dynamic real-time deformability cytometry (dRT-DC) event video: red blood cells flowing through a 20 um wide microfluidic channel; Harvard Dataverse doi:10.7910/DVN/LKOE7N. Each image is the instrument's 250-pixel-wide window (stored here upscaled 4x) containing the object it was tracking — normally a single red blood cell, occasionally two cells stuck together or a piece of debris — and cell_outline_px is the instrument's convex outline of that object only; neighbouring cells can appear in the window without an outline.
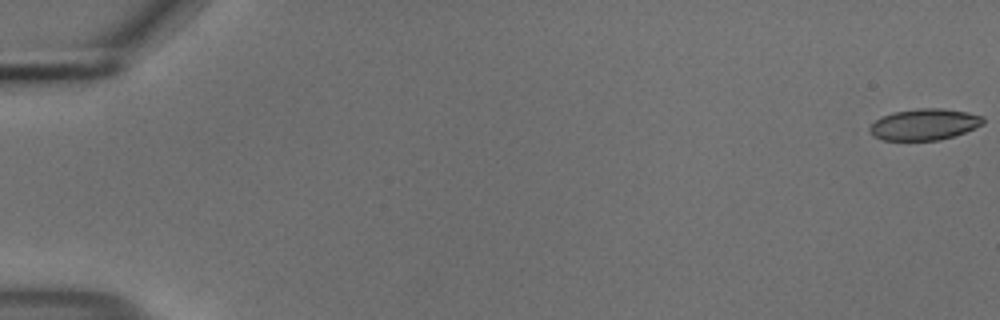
{"species": "common noctule bat (a hibernating species)", "species_latin": "Nyctalus noctula", "temperature_condition": "cold", "stored_images_in_passage": 56, "camera_frame_rate_fps": 3000, "um_per_image_px": 0.085, "animal": {"sex": "male", "body_mass_g": 18.8}, "frame": {"image": 1, "passage_image": 1, "time_ms": 0.0, "image_size_px": [1000, 320], "cell_outline_px": [[984, 124], [964, 132], [940, 140], [884, 140], [872, 136], [864, 132], [864, 128], [876, 120], [892, 112], [916, 108], [940, 108], [968, 112], [984, 116]], "centroid_in_image_um": [78.49, 10.57], "position_along_channel_um": 6.5, "area_um2": 21.04}}
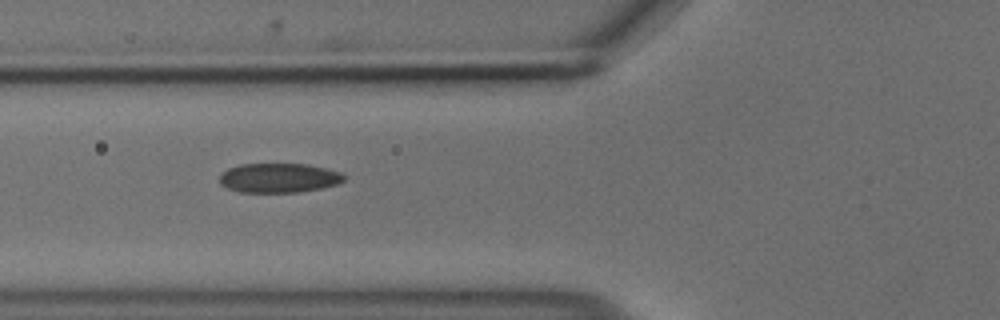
{"frame": {"image": 2, "passage_image": 22, "time_ms": 7.0, "image_size_px": [1000, 320], "cell_outline_px": [[348, 176], [344, 180], [336, 184], [320, 188], [300, 192], [240, 192], [228, 188], [220, 184], [220, 176], [228, 168], [240, 164], [308, 164], [340, 172]], "centroid_in_image_um": [23.71, 15.12], "position_along_channel_um": 102.1, "area_um2": 21.27}}
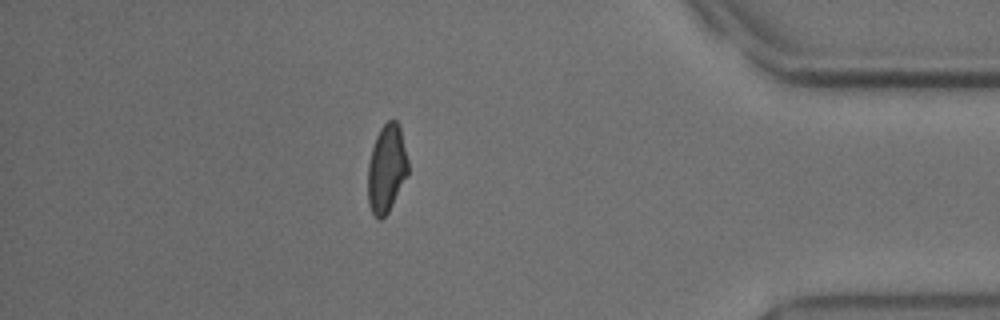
{"frame": {"image": 3, "passage_image": 49, "time_ms": 16.0, "image_size_px": [1000, 320], "cell_outline_px": [[408, 172], [388, 212], [380, 220], [372, 212], [368, 204], [368, 164], [372, 148], [376, 136], [380, 128], [388, 120], [396, 120], [400, 128], [408, 160]], "centroid_in_image_um": [32.85, 14.31], "position_along_channel_um": 402.4, "area_um2": 20.29}, "authors_computed_cell_mechanics": {"area_um2": 21.3571, "velocity_mm_per_s": 3.7025, "shape_relaxation_time_tau1_ms": 9.3537, "shape_relaxation_time_tau2_ms": 1.8164, "deformation_change_tau1": 0.1734, "deformation_change_tau2": 0.0568}}